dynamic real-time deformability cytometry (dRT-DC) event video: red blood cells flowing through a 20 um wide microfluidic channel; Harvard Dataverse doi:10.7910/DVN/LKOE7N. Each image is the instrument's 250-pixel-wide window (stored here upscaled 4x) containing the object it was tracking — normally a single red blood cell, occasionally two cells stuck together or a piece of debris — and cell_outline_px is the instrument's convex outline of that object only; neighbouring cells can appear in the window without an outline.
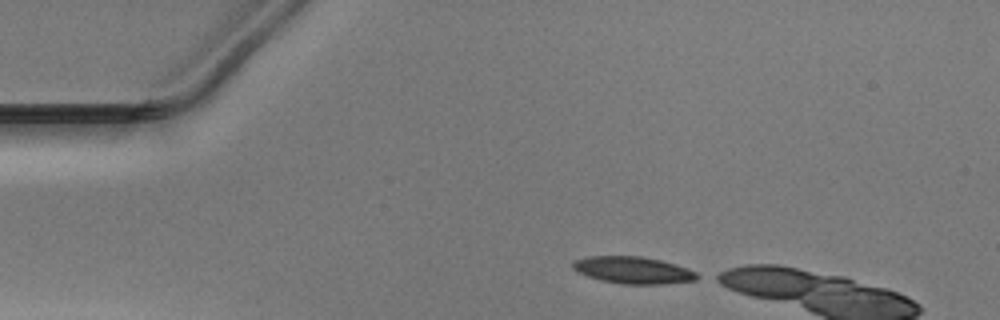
{"species": "Egyptian fruit bat (a non-hibernating species)", "species_latin": "Rousettus aegyptiacus", "temperature_condition": "warm", "stored_images_in_passage": 7, "camera_frame_rate_fps": 3000, "um_per_image_px": 0.085, "animal": {"sex": "male"}, "frame": {"image": 1, "passage_image": 1, "time_ms": 0.0, "image_size_px": [1000, 320], "cell_outline_px": [[704, 276], [696, 280], [664, 284], [620, 284], [600, 280], [576, 272], [572, 268], [572, 260], [588, 256], [640, 256], [660, 260], [696, 272]], "centroid_in_image_um": [53.78, 22.97], "position_along_channel_um": 31.2, "area_um2": 19.65}}